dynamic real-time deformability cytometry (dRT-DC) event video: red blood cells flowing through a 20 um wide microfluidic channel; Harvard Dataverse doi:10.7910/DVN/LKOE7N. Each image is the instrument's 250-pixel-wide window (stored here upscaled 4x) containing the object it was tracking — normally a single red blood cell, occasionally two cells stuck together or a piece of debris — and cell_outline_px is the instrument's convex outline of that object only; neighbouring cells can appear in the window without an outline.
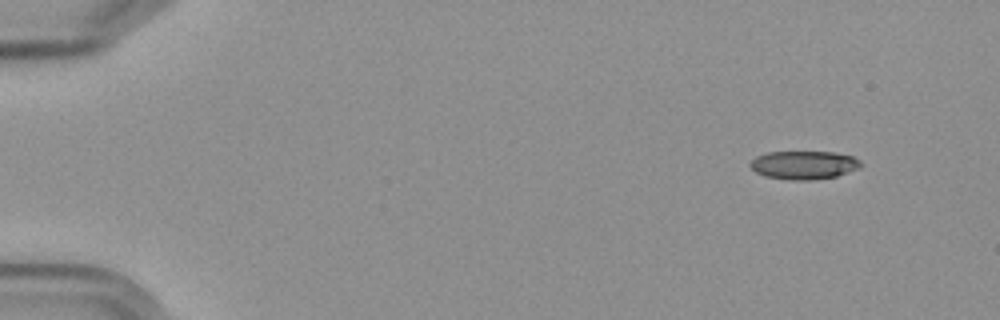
{"species": "Egyptian fruit bat (a non-hibernating species)", "species_latin": "Rousettus aegyptiacus", "temperature_condition": "cold", "stored_images_in_passage": 2, "segment_of_instrument_passage": [1, 2], "camera_frame_rate_fps": 3000, "um_per_image_px": 0.085, "frame": {"image": 1, "passage_image": 1, "time_ms": 0.0, "image_size_px": [1000, 320], "cell_outline_px": [[864, 164], [860, 168], [836, 176], [812, 180], [792, 180], [764, 176], [756, 172], [748, 164], [756, 156], [768, 152], [832, 152], [852, 156], [860, 160]], "centroid_in_image_um": [68.34, 14.03], "position_along_channel_um": 16.7, "area_um2": 18.32}}